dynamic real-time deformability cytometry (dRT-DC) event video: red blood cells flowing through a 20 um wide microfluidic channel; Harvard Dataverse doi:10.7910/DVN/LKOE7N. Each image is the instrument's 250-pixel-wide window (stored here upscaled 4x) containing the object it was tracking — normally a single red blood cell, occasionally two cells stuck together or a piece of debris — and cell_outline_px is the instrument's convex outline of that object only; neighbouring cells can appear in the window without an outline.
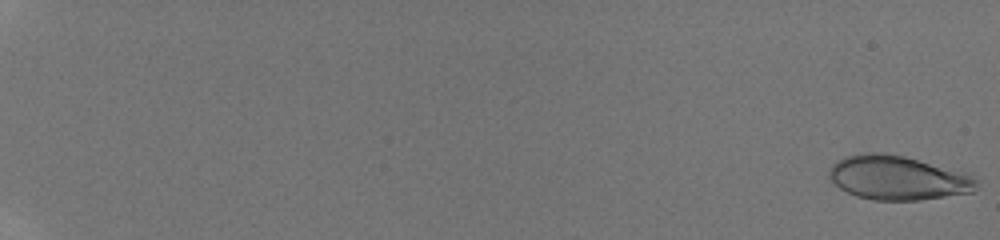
{"species": "human", "species_latin": "Homo sapiens", "temperature_condition": "room temperature", "stored_images_in_passage": 21, "camera_frame_rate_fps": 3000, "um_per_image_px": 0.085, "donor": {"sex": "male"}, "frame": {"image": 1, "passage_image": 1, "time_ms": 0.0, "image_size_px": [1000, 240], "cell_outline_px": [[980, 184], [972, 192], [920, 200], [872, 200], [856, 196], [840, 188], [828, 176], [828, 172], [832, 164], [836, 160], [844, 156], [868, 152], [880, 152], [904, 156], [972, 172], [980, 180]], "centroid_in_image_um": [76.4, 15.1], "position_along_channel_um": 8.6, "area_um2": 38.73}}
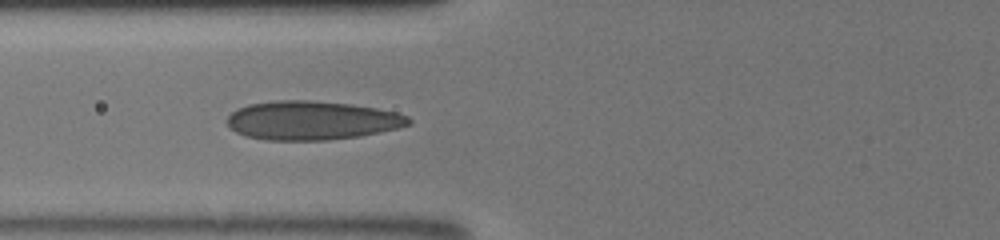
{"frame": {"image": 2, "passage_image": 15, "time_ms": 4.667, "image_size_px": [1000, 240], "cell_outline_px": [[412, 124], [380, 132], [360, 136], [328, 140], [264, 140], [244, 136], [228, 128], [224, 120], [236, 108], [248, 104], [276, 100], [308, 100], [352, 104], [376, 108], [396, 112], [408, 116], [412, 120]], "centroid_in_image_um": [26.45, 10.24], "position_along_channel_um": 99.3, "area_um2": 41.56}}
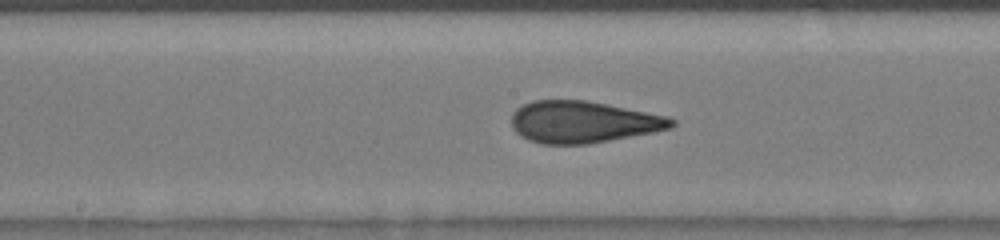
{"frame": {"image": 3, "passage_image": 19, "time_ms": 6.0, "image_size_px": [1000, 240], "cell_outline_px": [[676, 124], [672, 128], [656, 132], [588, 144], [540, 144], [528, 140], [520, 136], [512, 128], [512, 112], [516, 108], [532, 100], [584, 100], [668, 116], [676, 120]], "centroid_in_image_um": [49.56, 10.38], "position_along_channel_um": 198.6, "area_um2": 39.19}}